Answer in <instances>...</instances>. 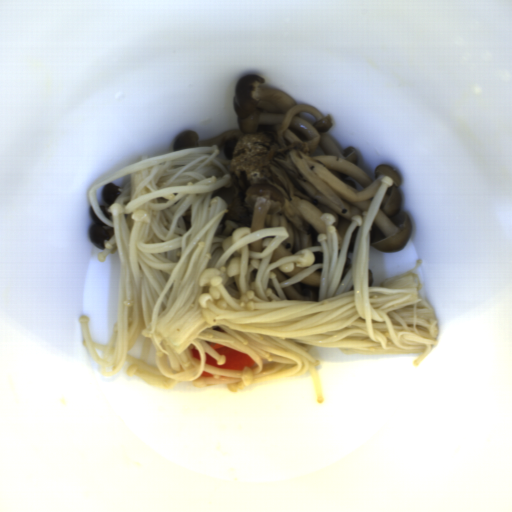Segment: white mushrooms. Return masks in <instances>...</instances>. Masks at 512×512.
<instances>
[{
  "label": "white mushrooms",
  "mask_w": 512,
  "mask_h": 512,
  "mask_svg": "<svg viewBox=\"0 0 512 512\" xmlns=\"http://www.w3.org/2000/svg\"><path fill=\"white\" fill-rule=\"evenodd\" d=\"M275 236H265L262 239H256L253 243H249L248 251L251 252H263L265 250L264 241L267 239H273Z\"/></svg>",
  "instance_id": "white-mushrooms-7"
},
{
  "label": "white mushrooms",
  "mask_w": 512,
  "mask_h": 512,
  "mask_svg": "<svg viewBox=\"0 0 512 512\" xmlns=\"http://www.w3.org/2000/svg\"><path fill=\"white\" fill-rule=\"evenodd\" d=\"M312 253H313L314 258H315V262H314L315 265H319V264H323L324 263V254H323V252L315 251V252H312Z\"/></svg>",
  "instance_id": "white-mushrooms-9"
},
{
  "label": "white mushrooms",
  "mask_w": 512,
  "mask_h": 512,
  "mask_svg": "<svg viewBox=\"0 0 512 512\" xmlns=\"http://www.w3.org/2000/svg\"><path fill=\"white\" fill-rule=\"evenodd\" d=\"M307 268L309 267H298V264L295 263L293 266V270L290 272H282L279 267H276L271 270V273L276 275V280L278 284H281L283 282L288 281L289 279H291L292 277H294L295 275H297L298 273Z\"/></svg>",
  "instance_id": "white-mushrooms-6"
},
{
  "label": "white mushrooms",
  "mask_w": 512,
  "mask_h": 512,
  "mask_svg": "<svg viewBox=\"0 0 512 512\" xmlns=\"http://www.w3.org/2000/svg\"><path fill=\"white\" fill-rule=\"evenodd\" d=\"M359 228H360V226H356L351 237H350V241H349V245H348V249H347L346 260H345L343 272H342L341 279H340L341 283L343 282V280L345 279V277L348 275V273L351 270L354 249H355V243H356L357 235L359 232Z\"/></svg>",
  "instance_id": "white-mushrooms-4"
},
{
  "label": "white mushrooms",
  "mask_w": 512,
  "mask_h": 512,
  "mask_svg": "<svg viewBox=\"0 0 512 512\" xmlns=\"http://www.w3.org/2000/svg\"><path fill=\"white\" fill-rule=\"evenodd\" d=\"M182 220L185 224L186 231L192 228V209L191 205L184 211Z\"/></svg>",
  "instance_id": "white-mushrooms-8"
},
{
  "label": "white mushrooms",
  "mask_w": 512,
  "mask_h": 512,
  "mask_svg": "<svg viewBox=\"0 0 512 512\" xmlns=\"http://www.w3.org/2000/svg\"><path fill=\"white\" fill-rule=\"evenodd\" d=\"M266 79L247 74L236 84L233 109L238 129L199 141L195 130H184L172 151L217 145V157L230 179L212 191L210 200L223 199L228 211L214 237L229 238L240 227L251 232L284 227L288 237L272 252L269 265L306 246H321L326 233L324 213L335 218L337 257L354 215L368 211L384 176L392 181L369 229V245L396 252L407 244L411 220L401 212V176L391 165H379L375 180L361 170L358 153L342 152L327 134L333 125L312 106L296 104L276 89H263ZM250 232V233H251Z\"/></svg>",
  "instance_id": "white-mushrooms-1"
},
{
  "label": "white mushrooms",
  "mask_w": 512,
  "mask_h": 512,
  "mask_svg": "<svg viewBox=\"0 0 512 512\" xmlns=\"http://www.w3.org/2000/svg\"><path fill=\"white\" fill-rule=\"evenodd\" d=\"M373 282H374V278H373L372 271H371V269H368L367 288L372 286Z\"/></svg>",
  "instance_id": "white-mushrooms-11"
},
{
  "label": "white mushrooms",
  "mask_w": 512,
  "mask_h": 512,
  "mask_svg": "<svg viewBox=\"0 0 512 512\" xmlns=\"http://www.w3.org/2000/svg\"><path fill=\"white\" fill-rule=\"evenodd\" d=\"M99 208H100L101 212L103 213V215H104L108 220H110V221H111L112 213L108 212V209H109V208H108L107 206H105V205H100V207H99Z\"/></svg>",
  "instance_id": "white-mushrooms-10"
},
{
  "label": "white mushrooms",
  "mask_w": 512,
  "mask_h": 512,
  "mask_svg": "<svg viewBox=\"0 0 512 512\" xmlns=\"http://www.w3.org/2000/svg\"><path fill=\"white\" fill-rule=\"evenodd\" d=\"M120 193L121 187L109 182L103 186L101 195L107 205H112L117 200Z\"/></svg>",
  "instance_id": "white-mushrooms-5"
},
{
  "label": "white mushrooms",
  "mask_w": 512,
  "mask_h": 512,
  "mask_svg": "<svg viewBox=\"0 0 512 512\" xmlns=\"http://www.w3.org/2000/svg\"><path fill=\"white\" fill-rule=\"evenodd\" d=\"M89 214L93 221V225L89 229L90 240L99 249H105V241L111 240L114 236V226L103 223L91 205L89 207Z\"/></svg>",
  "instance_id": "white-mushrooms-3"
},
{
  "label": "white mushrooms",
  "mask_w": 512,
  "mask_h": 512,
  "mask_svg": "<svg viewBox=\"0 0 512 512\" xmlns=\"http://www.w3.org/2000/svg\"><path fill=\"white\" fill-rule=\"evenodd\" d=\"M323 269L317 268L293 284L281 288L285 301L319 302Z\"/></svg>",
  "instance_id": "white-mushrooms-2"
}]
</instances>
